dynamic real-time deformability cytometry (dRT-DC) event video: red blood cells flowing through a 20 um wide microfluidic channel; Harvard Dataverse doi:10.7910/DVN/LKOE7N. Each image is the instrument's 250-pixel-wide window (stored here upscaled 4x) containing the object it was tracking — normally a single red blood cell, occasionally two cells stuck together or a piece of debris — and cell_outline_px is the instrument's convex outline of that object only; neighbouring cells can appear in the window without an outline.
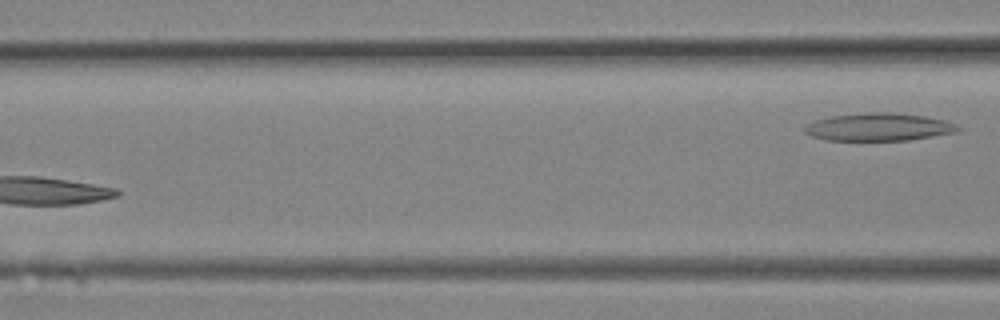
{"species": "Egyptian fruit bat (a non-hibernating species)", "species_latin": "Rousettus aegyptiacus", "temperature_condition": "room temperature", "stored_images_in_passage": 7, "segment_of_instrument_passage": [2, 2], "camera_frame_rate_fps": 3000, "um_per_image_px": 0.085, "animal": {"sex": "female"}, "frame": {"image": 1, "passage_image": 7, "time_ms": 2.0, "image_size_px": [1000, 320], "cell_outline_px": [[960, 128], [956, 132], [908, 140], [828, 140], [812, 136], [804, 132], [804, 128], [808, 124], [816, 120], [832, 116], [864, 112], [892, 112], [924, 116], [944, 120], [956, 124]], "centroid_in_image_um": [74.69, 10.79], "position_along_channel_um": 91.9, "area_um2": 24.57}}